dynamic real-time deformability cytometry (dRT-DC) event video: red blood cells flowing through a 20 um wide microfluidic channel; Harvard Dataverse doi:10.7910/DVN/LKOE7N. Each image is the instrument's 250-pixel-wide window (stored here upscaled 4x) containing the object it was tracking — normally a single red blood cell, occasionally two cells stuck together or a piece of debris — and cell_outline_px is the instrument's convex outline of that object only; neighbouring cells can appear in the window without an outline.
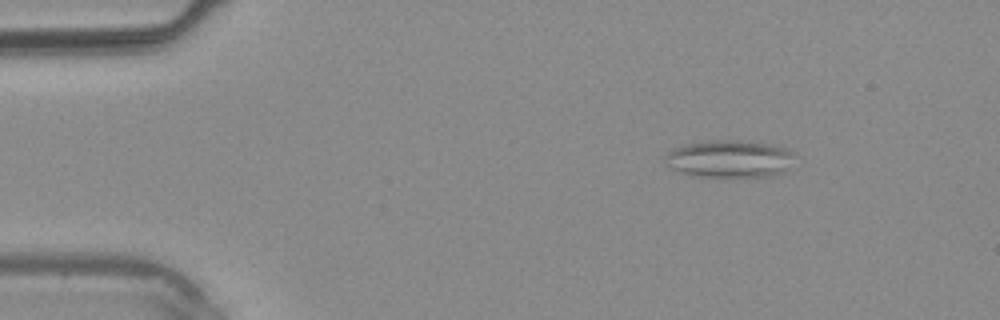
{"species": "common noctule bat (a hibernating species)", "species_latin": "Nyctalus noctula", "temperature_condition": "warm", "stored_images_in_passage": 38, "camera_frame_rate_fps": 3000, "um_per_image_px": 0.085, "animal": {"sex": "male", "body_mass_g": 20.4}, "frame": {"image": 1, "passage_image": 6, "time_ms": 1.667, "image_size_px": [1000, 320], "cell_outline_px": [[792, 156], [784, 172], [768, 176], [696, 176], [680, 172], [664, 164], [664, 156], [672, 148], [684, 144], [712, 140], [748, 140], [772, 144], [784, 148], [792, 152]], "centroid_in_image_um": [61.93, 13.48], "position_along_channel_um": 23.1, "area_um2": 28.15}}
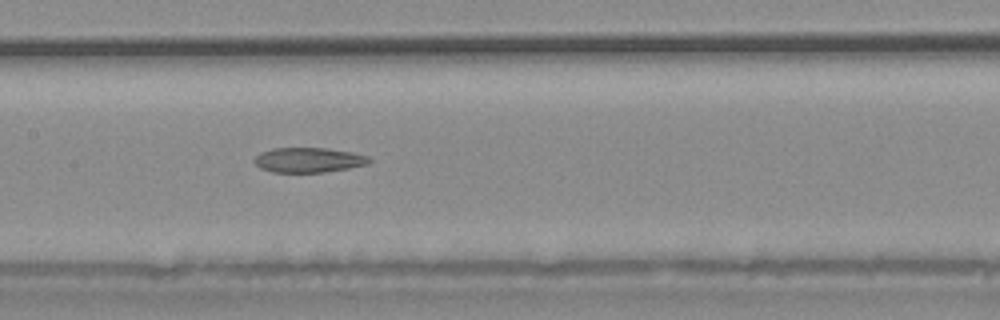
{"frame": {"image": 2, "passage_image": 19, "time_ms": 6.0, "image_size_px": [1000, 320], "cell_outline_px": [[372, 160], [368, 164], [348, 168], [324, 172], [272, 172], [260, 168], [252, 160], [260, 152], [272, 148], [328, 148], [352, 152], [368, 156]], "centroid_in_image_um": [26.21, 13.59], "position_along_channel_um": 181.2, "area_um2": 16.7}}
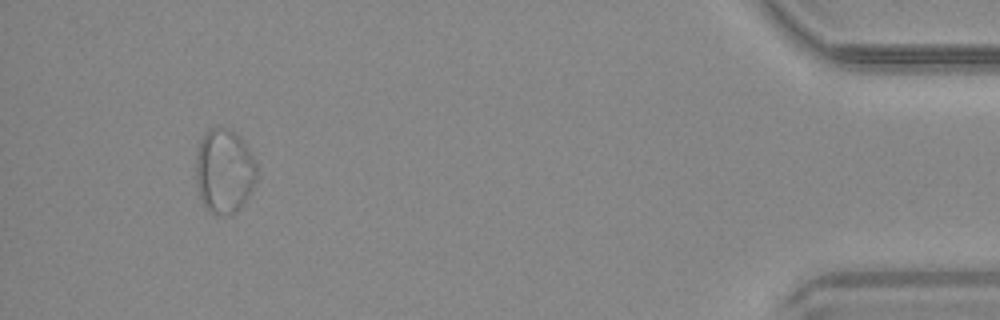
{"frame": {"image": 3, "passage_image": 36, "time_ms": 11.667, "image_size_px": [1000, 320], "cell_outline_px": [[256, 180], [244, 204], [236, 212], [224, 216], [216, 216], [204, 204], [200, 196], [196, 184], [196, 156], [200, 140], [204, 132], [208, 128], [228, 128], [244, 140], [256, 164]], "centroid_in_image_um": [19.05, 14.54], "position_along_channel_um": 416.1, "area_um2": 30.06}}